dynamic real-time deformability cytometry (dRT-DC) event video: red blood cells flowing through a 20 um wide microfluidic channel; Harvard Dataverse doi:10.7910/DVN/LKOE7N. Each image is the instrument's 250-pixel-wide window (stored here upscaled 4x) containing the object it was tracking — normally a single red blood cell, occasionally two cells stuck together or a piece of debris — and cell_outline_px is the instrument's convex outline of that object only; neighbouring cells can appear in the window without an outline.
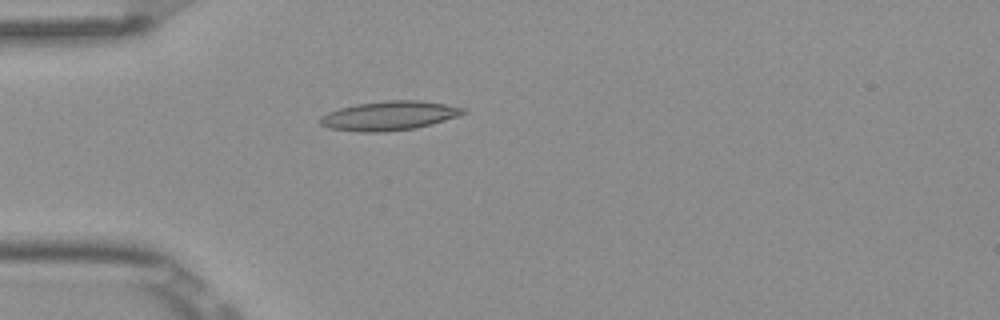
{"species": "Egyptian fruit bat (a non-hibernating species)", "species_latin": "Rousettus aegyptiacus", "temperature_condition": "room temperature", "stored_images_in_passage": 5, "camera_frame_rate_fps": 3000, "um_per_image_px": 0.085, "frame": {"image": 1, "passage_image": 5, "time_ms": 1.333, "image_size_px": [1000, 320], "cell_outline_px": [[468, 112], [432, 124], [416, 128], [384, 132], [360, 132], [328, 128], [320, 124], [320, 116], [328, 112], [340, 108], [356, 104], [388, 100], [420, 100], [468, 108]], "centroid_in_image_um": [33.09, 9.83], "position_along_channel_um": 51.9, "area_um2": 24.39}}